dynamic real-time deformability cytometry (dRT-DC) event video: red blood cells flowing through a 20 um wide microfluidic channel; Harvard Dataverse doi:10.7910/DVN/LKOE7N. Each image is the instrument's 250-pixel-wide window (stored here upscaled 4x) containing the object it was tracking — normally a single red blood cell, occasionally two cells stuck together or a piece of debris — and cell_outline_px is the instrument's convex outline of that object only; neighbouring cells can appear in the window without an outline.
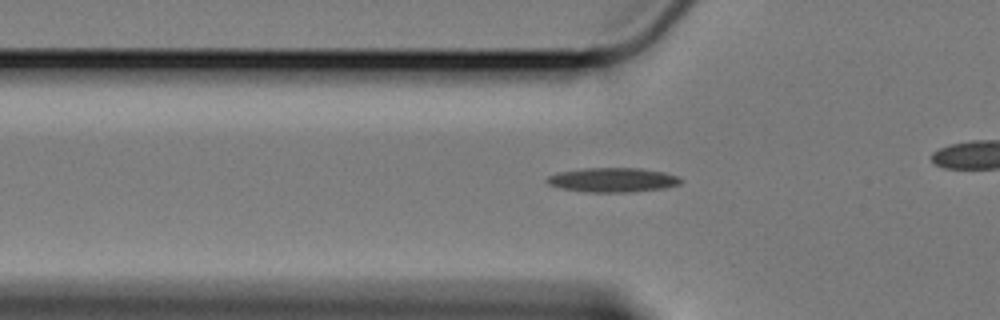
{"species": "Egyptian fruit bat (a non-hibernating species)", "species_latin": "Rousettus aegyptiacus", "temperature_condition": "cold", "stored_images_in_passage": 49, "camera_frame_rate_fps": 3000, "um_per_image_px": 0.085, "animal": {"sex": "female"}, "frame": {"image": 1, "passage_image": 20, "time_ms": 6.333, "image_size_px": [1000, 320], "cell_outline_px": [[684, 180], [680, 184], [664, 188], [628, 192], [588, 192], [560, 188], [548, 184], [544, 180], [548, 176], [560, 172], [584, 168], [640, 168], [664, 172], [680, 176]], "centroid_in_image_um": [52.11, 15.29], "position_along_channel_um": 73.7, "area_um2": 19.07}}
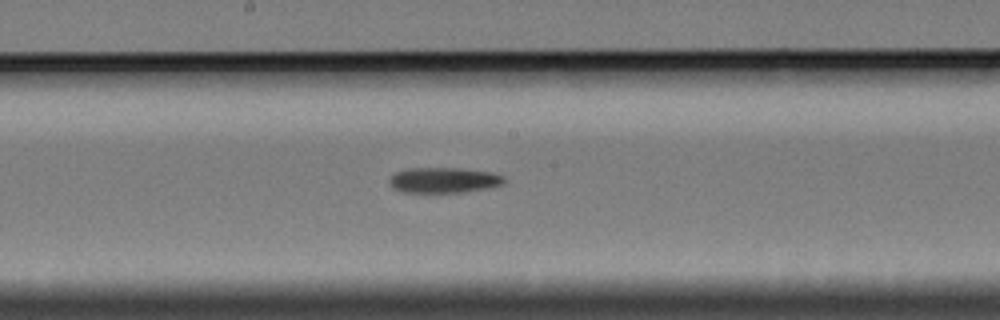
{"frame": {"image": 2, "passage_image": 32, "time_ms": 10.333, "image_size_px": [1000, 320], "cell_outline_px": [[504, 184], [492, 188], [464, 192], [404, 192], [392, 188], [388, 180], [396, 172], [408, 168], [456, 168], [492, 172], [504, 176]], "centroid_in_image_um": [37.75, 15.31], "position_along_channel_um": 210.5, "area_um2": 17.11}}
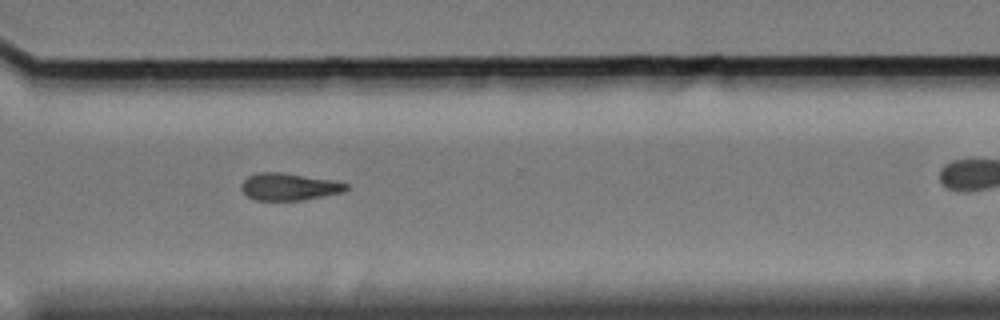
{"frame": {"image": 3, "passage_image": 44, "time_ms": 14.333, "image_size_px": [1000, 320], "cell_outline_px": [[348, 188], [344, 192], [304, 200], [256, 200], [248, 196], [240, 188], [240, 184], [248, 176], [256, 172], [280, 172], [332, 180], [348, 184]], "centroid_in_image_um": [24.55, 15.87], "position_along_channel_um": 346.0, "area_um2": 16.59}}